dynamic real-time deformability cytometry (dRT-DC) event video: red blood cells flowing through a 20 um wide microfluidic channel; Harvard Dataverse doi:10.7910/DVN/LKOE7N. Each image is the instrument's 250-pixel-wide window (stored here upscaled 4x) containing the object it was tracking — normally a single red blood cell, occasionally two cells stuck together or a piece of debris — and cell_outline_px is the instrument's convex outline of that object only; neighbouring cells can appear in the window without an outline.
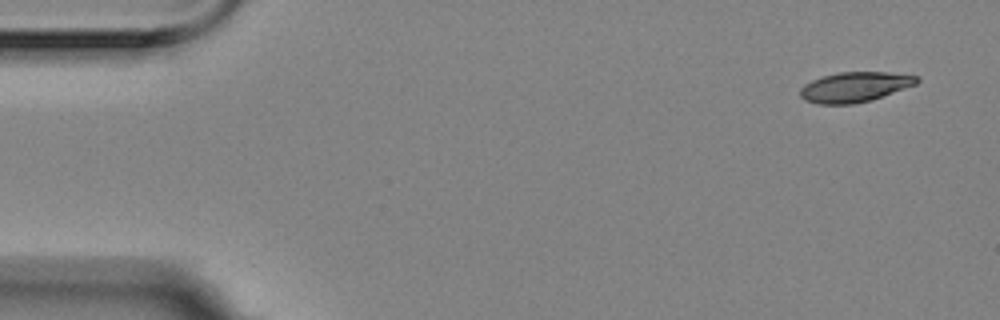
{"species": "Egyptian fruit bat (a non-hibernating species)", "species_latin": "Rousettus aegyptiacus", "temperature_condition": "room temperature", "stored_images_in_passage": 9, "camera_frame_rate_fps": 3000, "um_per_image_px": 0.085, "animal": {"sex": "female"}, "frame": {"image": 1, "passage_image": 1, "time_ms": 0.0, "image_size_px": [1000, 320], "cell_outline_px": [[920, 80], [916, 84], [872, 100], [852, 104], [820, 104], [804, 100], [800, 96], [800, 88], [804, 84], [812, 80], [824, 76], [840, 72], [888, 72], [920, 76]], "centroid_in_image_um": [72.66, 7.39], "position_along_channel_um": 12.3, "area_um2": 20.4}}
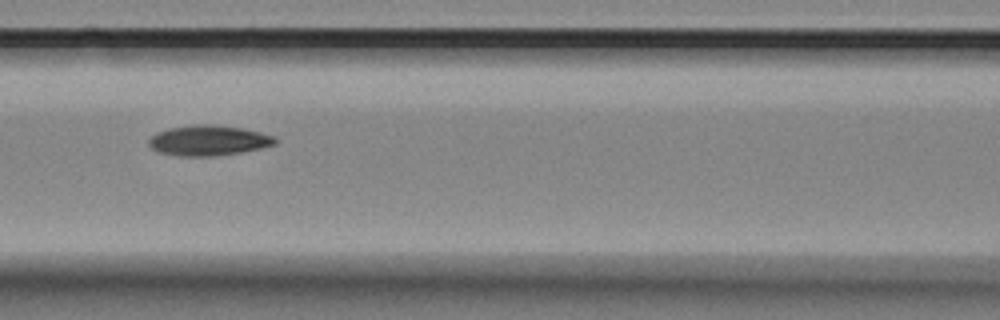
{"frame": {"image": 2, "passage_image": 7, "time_ms": 2.0, "image_size_px": [1000, 320], "cell_outline_px": [[276, 144], [260, 148], [240, 152], [212, 156], [180, 156], [160, 152], [152, 148], [148, 144], [148, 140], [156, 132], [168, 128], [192, 124], [208, 124], [240, 128], [260, 132], [276, 136]], "centroid_in_image_um": [17.7, 11.93], "position_along_channel_um": 148.9, "area_um2": 22.2}}
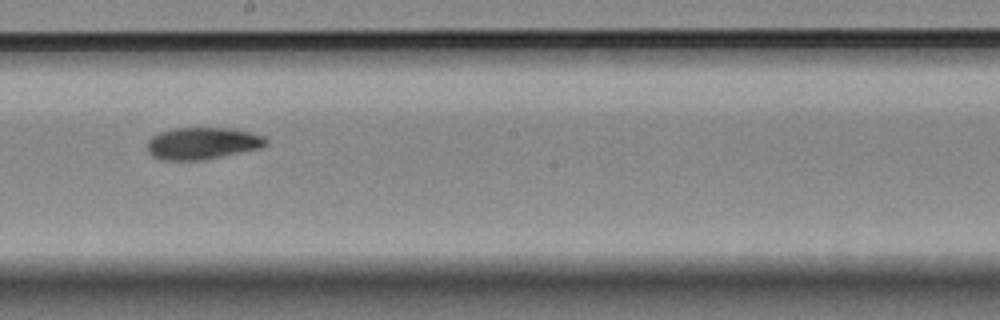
{"frame": {"image": 3, "passage_image": 9, "time_ms": 2.667, "image_size_px": [1000, 320], "cell_outline_px": [[268, 144], [260, 148], [200, 160], [164, 160], [152, 156], [148, 152], [148, 140], [152, 136], [160, 132], [172, 128], [232, 128], [264, 136], [268, 140]], "centroid_in_image_um": [17.19, 12.17], "position_along_channel_um": 231.0, "area_um2": 21.96}}